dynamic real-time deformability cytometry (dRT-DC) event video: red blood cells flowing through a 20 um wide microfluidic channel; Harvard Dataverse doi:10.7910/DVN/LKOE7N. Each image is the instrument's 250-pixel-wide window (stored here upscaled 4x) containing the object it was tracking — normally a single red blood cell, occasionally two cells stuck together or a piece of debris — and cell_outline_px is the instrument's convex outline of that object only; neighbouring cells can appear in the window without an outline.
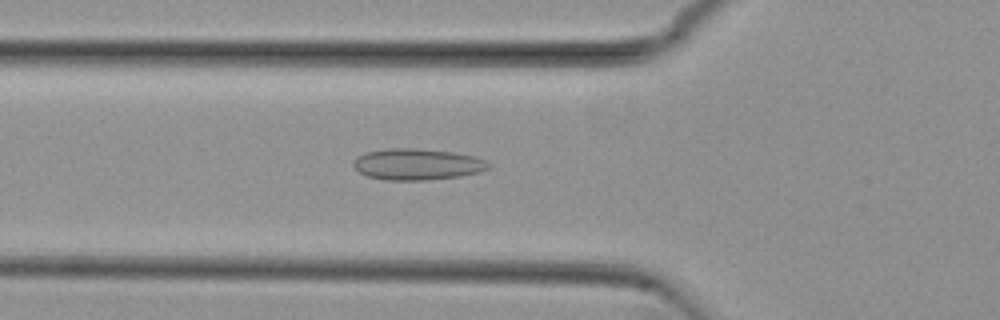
{"species": "common noctule bat (a hibernating species)", "species_latin": "Nyctalus noctula", "temperature_condition": "cold", "stored_images_in_passage": 38, "camera_frame_rate_fps": 3000, "um_per_image_px": 0.085, "animal": {"sex": "female", "body_mass_g": 29.2, "forearm_length_mm": 56.3}, "frame": {"image": 1, "passage_image": 10, "time_ms": 3.0, "image_size_px": [1000, 320], "cell_outline_px": [[492, 168], [480, 172], [460, 176], [428, 180], [384, 180], [368, 176], [360, 172], [352, 164], [356, 156], [364, 152], [388, 148], [416, 148], [452, 152], [476, 156], [492, 164]], "centroid_in_image_um": [35.49, 13.96], "position_along_channel_um": 90.3, "area_um2": 24.91}}
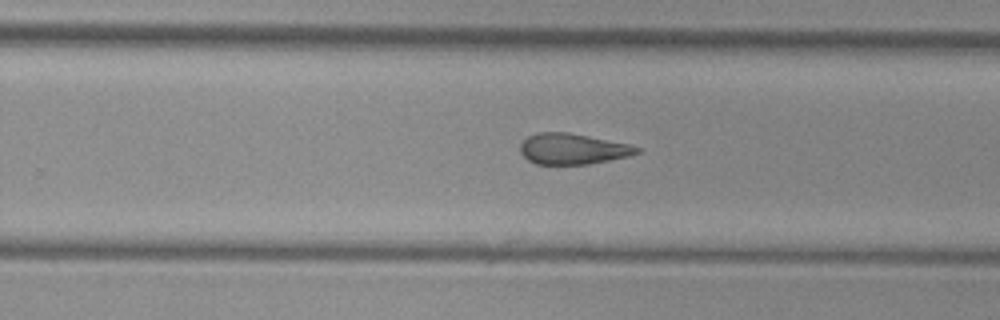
{"frame": {"image": 2, "passage_image": 25, "time_ms": 8.0, "image_size_px": [1000, 320], "cell_outline_px": [[640, 152], [628, 156], [588, 164], [536, 164], [528, 160], [520, 152], [520, 144], [528, 136], [536, 132], [568, 132], [628, 144], [640, 148]], "centroid_in_image_um": [48.64, 12.65], "position_along_channel_um": 281.2, "area_um2": 20.75}}
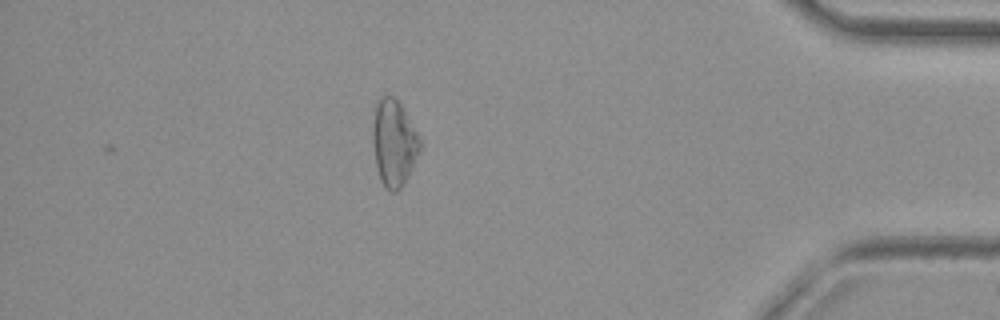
{"frame": {"image": 3, "passage_image": 38, "time_ms": 12.333, "image_size_px": [1000, 320], "cell_outline_px": [[420, 152], [404, 184], [396, 192], [392, 192], [384, 188], [380, 180], [376, 164], [372, 144], [372, 108], [380, 96], [388, 92], [400, 104], [416, 132], [420, 140]], "centroid_in_image_um": [33.43, 12.12], "position_along_channel_um": 401.8, "area_um2": 24.16}, "authors_computed_cell_mechanics": {"area_um2": 22.253, "velocity_mm_per_s": 3.8092, "shape_relaxation_time_tau1_ms": null, "shape_relaxation_time_tau2_ms": 3.9174, "deformation_change_tau1": null, "deformation_change_tau2": 0.1302}}